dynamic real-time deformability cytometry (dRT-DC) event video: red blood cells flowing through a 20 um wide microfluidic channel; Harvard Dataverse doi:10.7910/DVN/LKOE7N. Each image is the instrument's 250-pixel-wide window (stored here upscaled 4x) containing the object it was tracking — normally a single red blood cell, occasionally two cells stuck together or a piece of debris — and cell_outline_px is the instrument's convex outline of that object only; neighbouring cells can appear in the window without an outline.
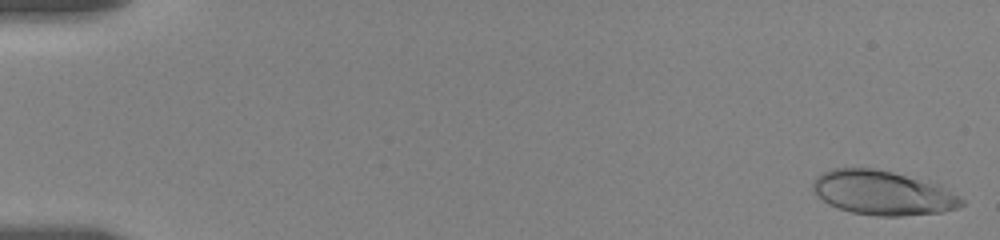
{"species": "human", "species_latin": "Homo sapiens", "temperature_condition": "room temperature", "stored_images_in_passage": 7, "camera_frame_rate_fps": 3000, "um_per_image_px": 0.085, "donor": {"sex": "female"}, "frame": {"image": 1, "passage_image": 1, "time_ms": 0.0, "image_size_px": [1000, 240], "cell_outline_px": [[964, 204], [956, 208], [944, 212], [900, 216], [876, 216], [852, 212], [828, 204], [812, 192], [812, 184], [816, 176], [832, 168], [876, 168], [940, 184], [964, 200]], "centroid_in_image_um": [75.02, 16.39], "position_along_channel_um": 10.0, "area_um2": 38.49}}
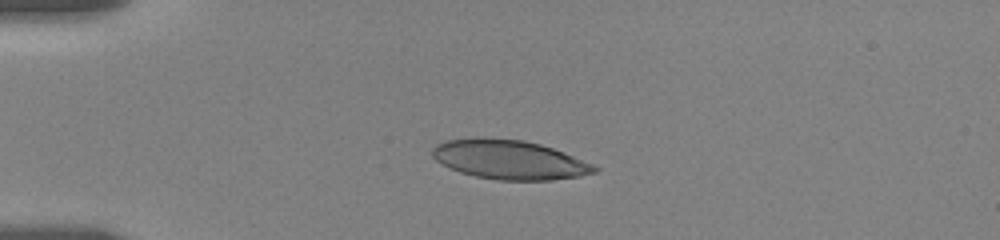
{"frame": {"image": 2, "passage_image": 6, "time_ms": 4.333, "image_size_px": [1000, 240], "cell_outline_px": [[600, 168], [596, 172], [580, 176], [552, 180], [500, 180], [476, 176], [460, 172], [436, 160], [432, 156], [432, 148], [436, 144], [444, 140], [472, 136], [484, 136], [524, 140], [540, 144], [564, 152], [592, 164]], "centroid_in_image_um": [43.27, 13.54], "position_along_channel_um": 41.7, "area_um2": 37.34}}